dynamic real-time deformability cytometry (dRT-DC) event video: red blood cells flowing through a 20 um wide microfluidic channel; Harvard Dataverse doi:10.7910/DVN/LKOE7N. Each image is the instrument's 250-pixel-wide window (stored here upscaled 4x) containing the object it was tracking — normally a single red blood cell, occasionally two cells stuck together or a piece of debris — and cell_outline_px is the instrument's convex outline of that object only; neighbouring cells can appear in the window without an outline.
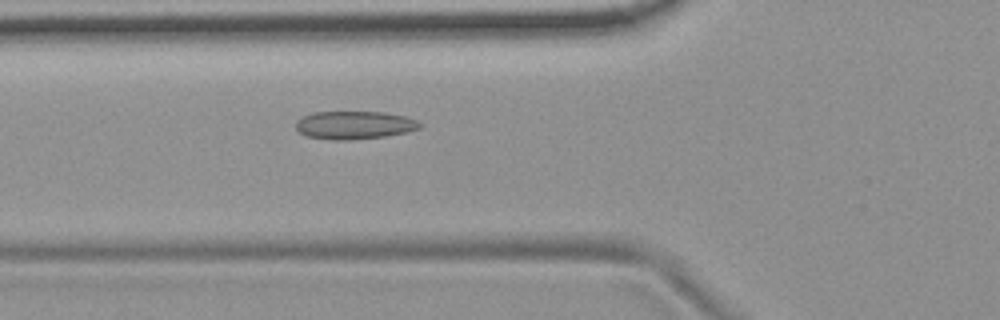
{"species": "common noctule bat (a hibernating species)", "species_latin": "Nyctalus noctula", "temperature_condition": "room temperature", "stored_images_in_passage": 5, "camera_frame_rate_fps": 3000, "um_per_image_px": 0.085, "animal": {"sex": "female", "body_mass_g": 19.9}, "frame": {"image": 1, "passage_image": 5, "time_ms": 1.333, "image_size_px": [1000, 320], "cell_outline_px": [[420, 128], [404, 132], [384, 136], [348, 140], [332, 140], [308, 136], [300, 132], [296, 128], [296, 120], [304, 116], [316, 112], [384, 112], [404, 116], [416, 120], [420, 124]], "centroid_in_image_um": [30.09, 10.63], "position_along_channel_um": 95.7, "area_um2": 19.94}}